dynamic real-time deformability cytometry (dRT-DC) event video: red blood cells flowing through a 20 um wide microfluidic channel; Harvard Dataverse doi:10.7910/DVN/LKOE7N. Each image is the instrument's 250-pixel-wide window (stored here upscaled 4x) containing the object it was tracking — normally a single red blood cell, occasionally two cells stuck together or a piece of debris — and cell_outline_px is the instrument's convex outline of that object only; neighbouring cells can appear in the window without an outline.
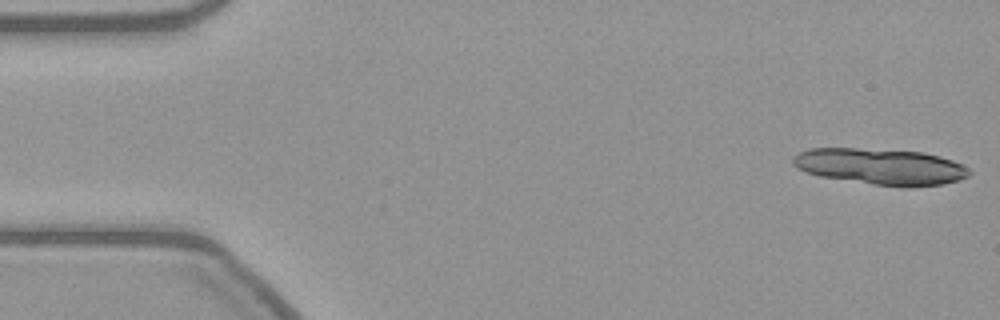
{"species": "common noctule bat (a hibernating species)", "species_latin": "Nyctalus noctula", "temperature_condition": "warm", "stored_images_in_passage": 13, "camera_frame_rate_fps": 3000, "um_per_image_px": 0.085, "animal": {"sex": "female", "body_mass_g": 21.9}, "frame": {"image": 1, "passage_image": 1, "time_ms": 0.0, "image_size_px": [1000, 320], "cell_outline_px": [[972, 172], [968, 176], [960, 180], [940, 184], [908, 188], [872, 184], [820, 176], [808, 172], [792, 164], [792, 156], [800, 152], [812, 148], [856, 148], [924, 152], [952, 160], [964, 164]], "centroid_in_image_um": [74.89, 14.16], "position_along_channel_um": 10.1, "area_um2": 37.17}}